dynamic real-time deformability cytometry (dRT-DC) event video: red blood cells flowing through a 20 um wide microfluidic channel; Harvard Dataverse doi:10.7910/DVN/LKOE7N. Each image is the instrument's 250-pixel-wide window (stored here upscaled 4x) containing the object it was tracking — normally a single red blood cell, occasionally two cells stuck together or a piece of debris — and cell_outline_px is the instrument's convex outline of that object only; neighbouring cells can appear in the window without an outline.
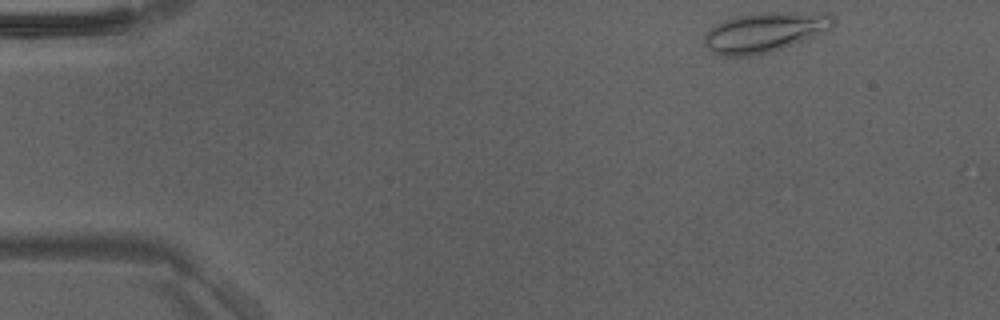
{"species": "Egyptian fruit bat (a non-hibernating species)", "species_latin": "Rousettus aegyptiacus", "temperature_condition": "room temperature", "stored_images_in_passage": 42, "camera_frame_rate_fps": 3000, "um_per_image_px": 0.085, "animal": {"sex": "male"}, "frame": {"image": 1, "passage_image": 1, "time_ms": 0.0, "image_size_px": [1000, 320], "cell_outline_px": [[836, 24], [832, 28], [824, 32], [780, 48], [768, 52], [752, 56], [720, 56], [712, 52], [704, 44], [704, 32], [716, 24], [724, 20], [736, 16], [760, 12], [828, 12], [836, 20]], "centroid_in_image_um": [65.0, 2.71], "position_along_channel_um": 20.0, "area_um2": 30.11}}
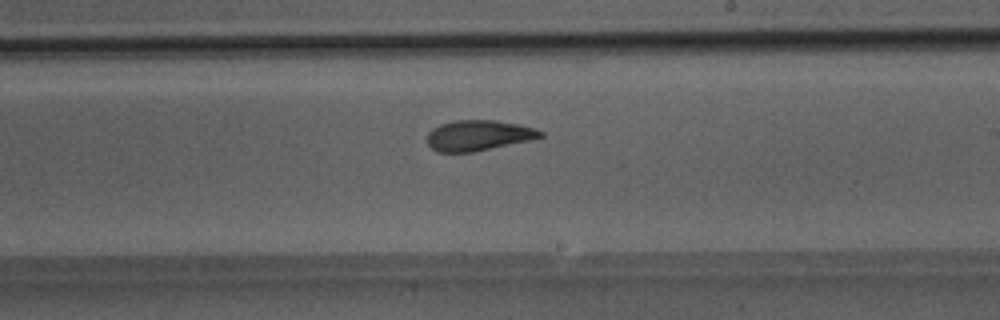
{"frame": {"image": 2, "passage_image": 24, "time_ms": 7.667, "image_size_px": [1000, 320], "cell_outline_px": [[544, 136], [528, 140], [472, 152], [436, 152], [428, 144], [428, 132], [432, 128], [440, 124], [452, 120], [496, 120], [536, 128], [544, 132]], "centroid_in_image_um": [40.64, 11.5], "position_along_channel_um": 248.4, "area_um2": 20.0}}
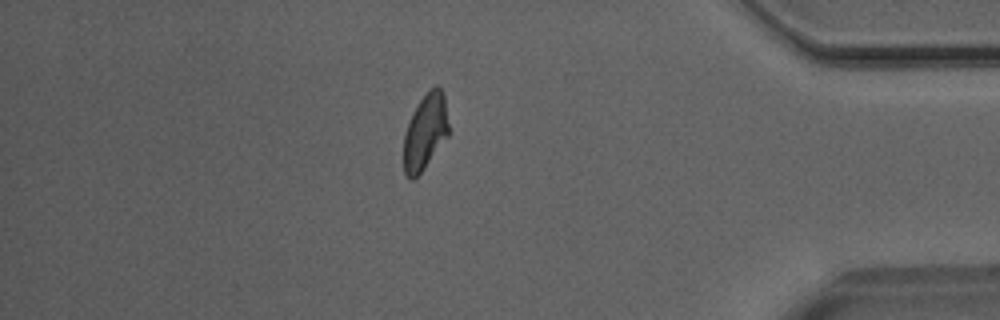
{"frame": {"image": 3, "passage_image": 37, "time_ms": 12.0, "image_size_px": [1000, 320], "cell_outline_px": [[448, 136], [420, 172], [412, 180], [408, 180], [404, 172], [404, 136], [412, 112], [420, 100], [436, 84], [440, 88], [444, 96], [448, 124]], "centroid_in_image_um": [36.13, 11.21], "position_along_channel_um": 399.1, "area_um2": 19.36}}